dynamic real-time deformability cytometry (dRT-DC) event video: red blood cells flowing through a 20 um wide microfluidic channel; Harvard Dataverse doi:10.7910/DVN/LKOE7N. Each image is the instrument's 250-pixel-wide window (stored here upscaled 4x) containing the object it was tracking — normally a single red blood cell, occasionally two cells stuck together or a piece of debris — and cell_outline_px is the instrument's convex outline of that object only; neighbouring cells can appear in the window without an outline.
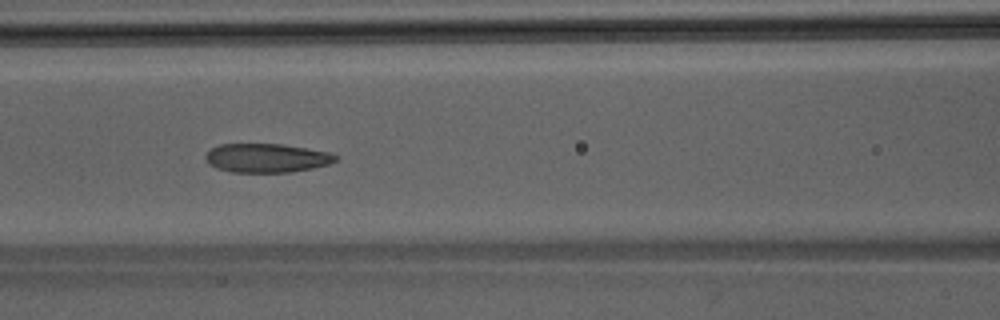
{"species": "Egyptian fruit bat (a non-hibernating species)", "species_latin": "Rousettus aegyptiacus", "temperature_condition": "room temperature", "stored_images_in_passage": 47, "camera_frame_rate_fps": 3000, "um_per_image_px": 0.085, "animal": {"sex": "male"}, "frame": {"image": 1, "passage_image": 20, "time_ms": 6.333, "image_size_px": [1000, 320], "cell_outline_px": [[340, 156], [336, 160], [328, 164], [312, 168], [288, 172], [232, 172], [216, 168], [208, 164], [204, 156], [212, 148], [220, 144], [280, 144], [328, 152]], "centroid_in_image_um": [22.64, 13.43], "position_along_channel_um": 144.0, "area_um2": 21.73}}
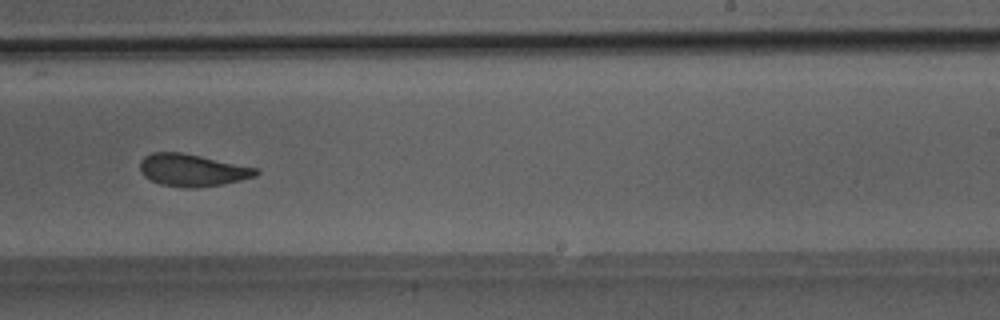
{"frame": {"image": 2, "passage_image": 29, "time_ms": 9.333, "image_size_px": [1000, 320], "cell_outline_px": [[260, 172], [256, 176], [224, 184], [196, 188], [184, 188], [160, 184], [144, 176], [140, 172], [140, 160], [144, 156], [152, 152], [180, 152], [260, 168]], "centroid_in_image_um": [16.36, 14.46], "position_along_channel_um": 272.6, "area_um2": 21.96}}
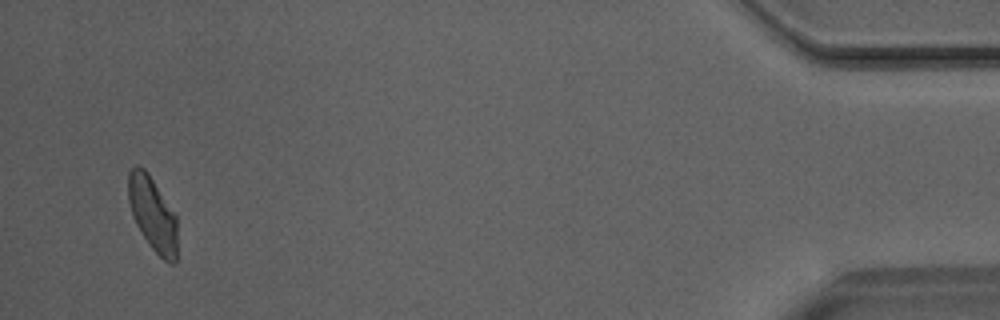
{"frame": {"image": 3, "passage_image": 45, "time_ms": 14.667, "image_size_px": [1000, 320], "cell_outline_px": [[176, 264], [172, 264], [164, 260], [148, 244], [136, 224], [132, 216], [128, 200], [128, 172], [136, 164], [144, 168], [148, 172], [176, 212]], "centroid_in_image_um": [12.97, 18.15], "position_along_channel_um": 422.2, "area_um2": 21.5}}